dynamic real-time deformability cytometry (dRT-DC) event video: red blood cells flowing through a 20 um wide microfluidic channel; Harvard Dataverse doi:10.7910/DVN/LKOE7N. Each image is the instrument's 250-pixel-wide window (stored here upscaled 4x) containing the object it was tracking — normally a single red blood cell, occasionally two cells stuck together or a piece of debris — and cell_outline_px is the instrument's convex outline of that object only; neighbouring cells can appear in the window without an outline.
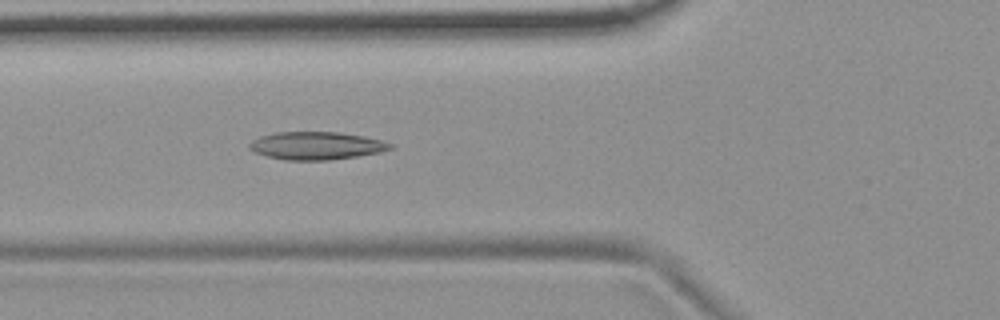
{"species": "common noctule bat (a hibernating species)", "species_latin": "Nyctalus noctula", "temperature_condition": "room temperature", "stored_images_in_passage": 54, "camera_frame_rate_fps": 3000, "um_per_image_px": 0.085, "animal": {"sex": "female", "body_mass_g": 19.9}, "frame": {"image": 1, "passage_image": 20, "time_ms": 6.333, "image_size_px": [1000, 320], "cell_outline_px": [[392, 148], [380, 152], [356, 156], [328, 160], [284, 160], [268, 156], [256, 152], [248, 148], [248, 144], [252, 140], [260, 136], [276, 132], [340, 132], [364, 136], [380, 140], [392, 144]], "centroid_in_image_um": [26.86, 12.38], "position_along_channel_um": 98.9, "area_um2": 22.72}}
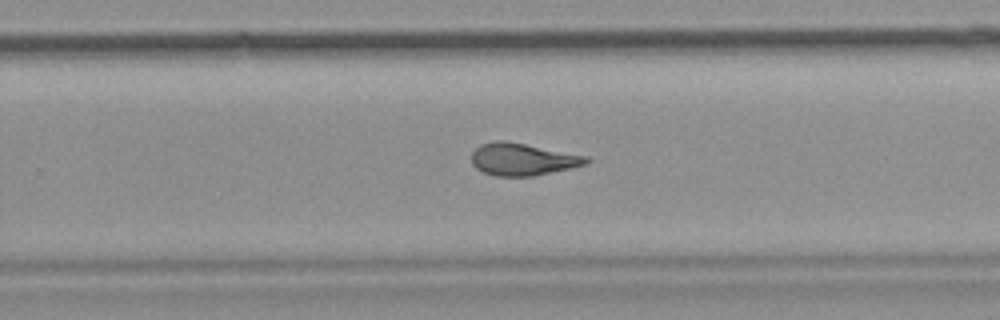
{"frame": {"image": 2, "passage_image": 35, "time_ms": 11.333, "image_size_px": [1000, 320], "cell_outline_px": [[592, 160], [588, 164], [572, 168], [532, 176], [496, 176], [484, 172], [476, 168], [472, 164], [472, 152], [480, 144], [496, 140], [504, 140], [588, 156]], "centroid_in_image_um": [44.45, 13.54], "position_along_channel_um": 285.4, "area_um2": 21.62}}
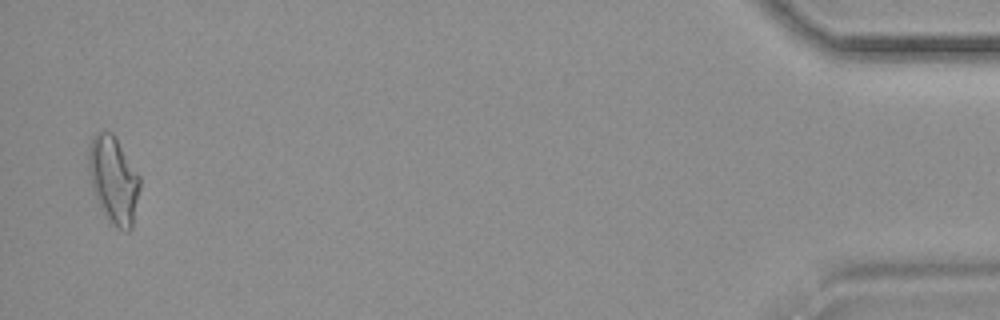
{"frame": {"image": 3, "passage_image": 53, "time_ms": 17.333, "image_size_px": [1000, 320], "cell_outline_px": [[140, 188], [132, 228], [128, 232], [108, 224], [92, 192], [88, 172], [88, 148], [92, 136], [96, 132], [112, 132], [140, 176]], "centroid_in_image_um": [9.62, 15.33], "position_along_channel_um": 425.6, "area_um2": 26.53}, "authors_computed_cell_mechanics": {"area_um2": 22.5998, "velocity_mm_per_s": 3.7436, "shape_relaxation_time_tau1_ms": null, "shape_relaxation_time_tau2_ms": 2.9407, "deformation_change_tau1": null, "deformation_change_tau2": 0.1002}}